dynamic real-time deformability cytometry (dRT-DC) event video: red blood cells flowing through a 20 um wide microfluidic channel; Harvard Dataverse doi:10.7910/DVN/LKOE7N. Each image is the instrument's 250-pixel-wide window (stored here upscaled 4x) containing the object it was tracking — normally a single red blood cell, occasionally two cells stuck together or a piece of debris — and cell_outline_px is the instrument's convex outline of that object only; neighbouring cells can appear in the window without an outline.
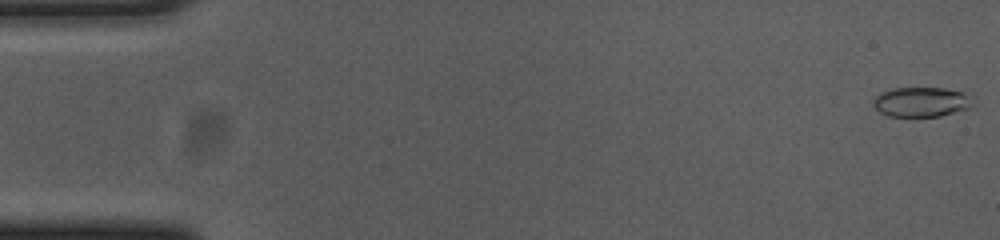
{"species": "common noctule bat (a hibernating species)", "species_latin": "Nyctalus noctula", "temperature_condition": "cold", "stored_images_in_passage": 55, "camera_frame_rate_fps": 3000, "um_per_image_px": 0.085, "animal": {"sex": "female", "body_mass_g": 23.0, "forearm_length_mm": 53.4}, "frame": {"image": 1, "passage_image": 1, "time_ms": 0.0, "image_size_px": [1000, 240], "cell_outline_px": [[976, 104], [968, 108], [940, 116], [888, 116], [880, 112], [876, 108], [872, 100], [880, 92], [892, 88], [944, 88], [964, 92], [972, 96], [976, 100]], "centroid_in_image_um": [78.37, 8.65], "position_along_channel_um": 6.6, "area_um2": 17.46}}
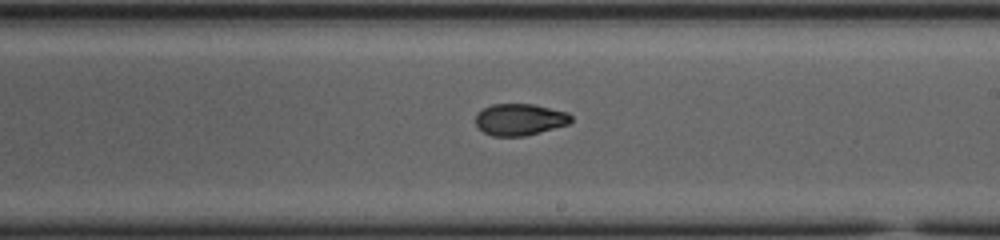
{"frame": {"image": 2, "passage_image": 32, "time_ms": 10.333, "image_size_px": [1000, 240], "cell_outline_px": [[572, 120], [568, 124], [540, 132], [524, 136], [492, 136], [484, 132], [476, 124], [476, 112], [492, 104], [532, 104], [568, 112], [572, 116]], "centroid_in_image_um": [44.18, 10.15], "position_along_channel_um": 244.8, "area_um2": 17.57}}
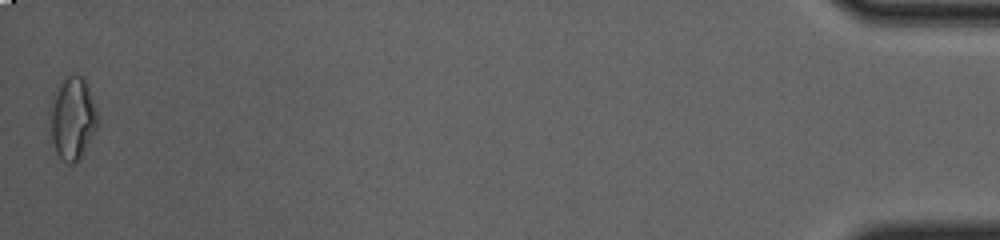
{"frame": {"image": 3, "passage_image": 55, "time_ms": 18.0, "image_size_px": [1000, 240], "cell_outline_px": [[100, 120], [96, 128], [80, 156], [72, 164], [68, 164], [56, 152], [52, 140], [48, 112], [48, 104], [56, 88], [68, 76], [84, 76]], "centroid_in_image_um": [6.13, 10.02], "position_along_channel_um": 429.1, "area_um2": 22.77}, "authors_computed_cell_mechanics": {"area_um2": 17.918, "velocity_mm_per_s": 3.685, "shape_relaxation_time_tau1_ms": null, "shape_relaxation_time_tau2_ms": 2.3685, "deformation_change_tau1": null, "deformation_change_tau2": 0.0637}}